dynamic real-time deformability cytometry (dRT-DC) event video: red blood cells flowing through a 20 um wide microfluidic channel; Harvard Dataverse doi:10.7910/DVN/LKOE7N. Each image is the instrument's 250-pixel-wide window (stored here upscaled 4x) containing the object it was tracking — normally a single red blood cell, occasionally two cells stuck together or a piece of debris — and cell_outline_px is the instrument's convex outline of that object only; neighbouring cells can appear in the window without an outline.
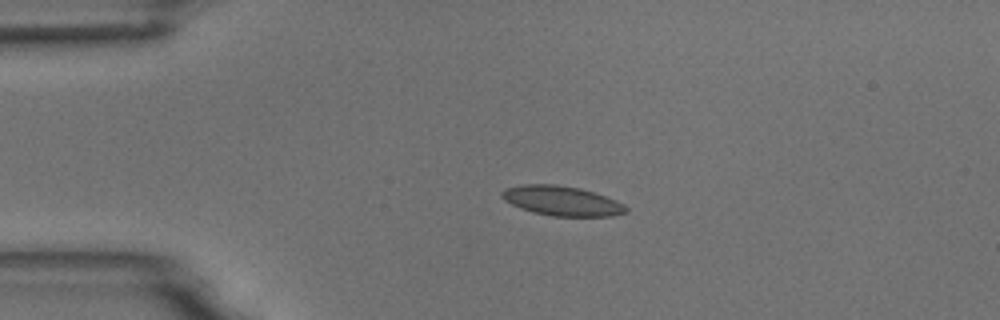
{"species": "common noctule bat (a hibernating species)", "species_latin": "Nyctalus noctula", "temperature_condition": "room temperature", "stored_images_in_passage": 3, "camera_frame_rate_fps": 3000, "um_per_image_px": 0.085, "animal": {"sex": "male", "body_mass_g": 18.8}, "frame": {"image": 1, "passage_image": 2, "time_ms": 2.0, "image_size_px": [1000, 320], "cell_outline_px": [[628, 212], [612, 216], [552, 216], [532, 212], [520, 208], [504, 200], [500, 196], [500, 192], [504, 188], [520, 184], [556, 184], [580, 188], [616, 200], [624, 204], [628, 208]], "centroid_in_image_um": [47.72, 17.07], "position_along_channel_um": 37.3, "area_um2": 21.62}}